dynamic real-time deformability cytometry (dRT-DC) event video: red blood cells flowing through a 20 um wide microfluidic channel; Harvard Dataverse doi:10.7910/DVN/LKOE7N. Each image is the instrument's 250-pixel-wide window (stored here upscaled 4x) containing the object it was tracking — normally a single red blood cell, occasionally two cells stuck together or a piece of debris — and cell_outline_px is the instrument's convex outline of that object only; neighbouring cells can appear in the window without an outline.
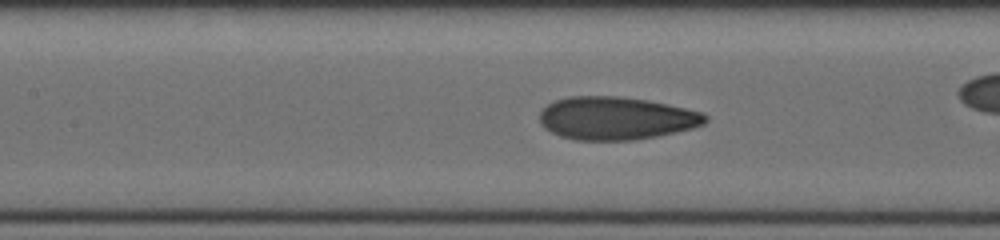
{"species": "human", "species_latin": "Homo sapiens", "temperature_condition": "cold", "stored_images_in_passage": 42, "camera_frame_rate_fps": 3000, "um_per_image_px": 0.085, "donor": {"sex": "male"}, "frame": {"image": 1, "passage_image": 24, "time_ms": 7.667, "image_size_px": [1000, 240], "cell_outline_px": [[708, 120], [704, 124], [692, 128], [676, 132], [656, 136], [632, 140], [576, 140], [560, 136], [544, 128], [540, 124], [540, 112], [548, 104], [556, 100], [568, 96], [616, 96], [648, 100], [684, 108], [700, 112], [708, 116]], "centroid_in_image_um": [52.35, 10.05], "position_along_channel_um": 155.1, "area_um2": 41.33}}
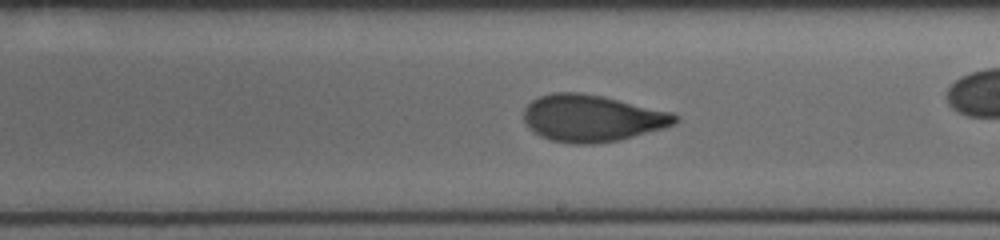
{"frame": {"image": 2, "passage_image": 30, "time_ms": 9.667, "image_size_px": [1000, 240], "cell_outline_px": [[680, 116], [672, 124], [664, 128], [620, 140], [592, 144], [572, 144], [552, 140], [540, 136], [532, 132], [528, 128], [524, 120], [524, 108], [532, 100], [540, 96], [552, 92], [580, 92], [604, 96], [672, 112]], "centroid_in_image_um": [50.3, 10.04], "position_along_channel_um": 238.7, "area_um2": 41.5}}
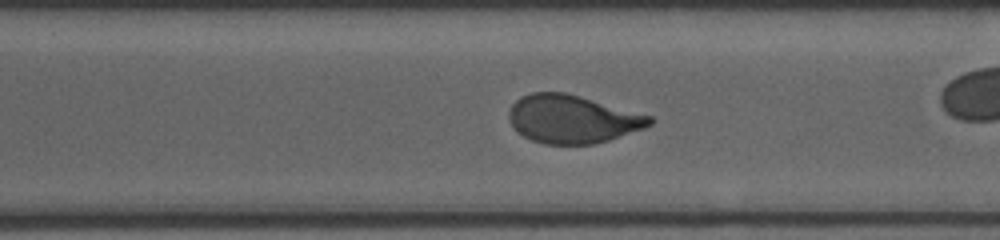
{"frame": {"image": 3, "passage_image": 36, "time_ms": 11.667, "image_size_px": [1000, 240], "cell_outline_px": [[652, 124], [644, 128], [608, 140], [592, 144], [544, 144], [532, 140], [524, 136], [512, 124], [508, 116], [508, 112], [512, 104], [520, 96], [532, 92], [564, 92], [580, 96], [652, 116]], "centroid_in_image_um": [48.64, 10.11], "position_along_channel_um": 322.0, "area_um2": 39.19}}